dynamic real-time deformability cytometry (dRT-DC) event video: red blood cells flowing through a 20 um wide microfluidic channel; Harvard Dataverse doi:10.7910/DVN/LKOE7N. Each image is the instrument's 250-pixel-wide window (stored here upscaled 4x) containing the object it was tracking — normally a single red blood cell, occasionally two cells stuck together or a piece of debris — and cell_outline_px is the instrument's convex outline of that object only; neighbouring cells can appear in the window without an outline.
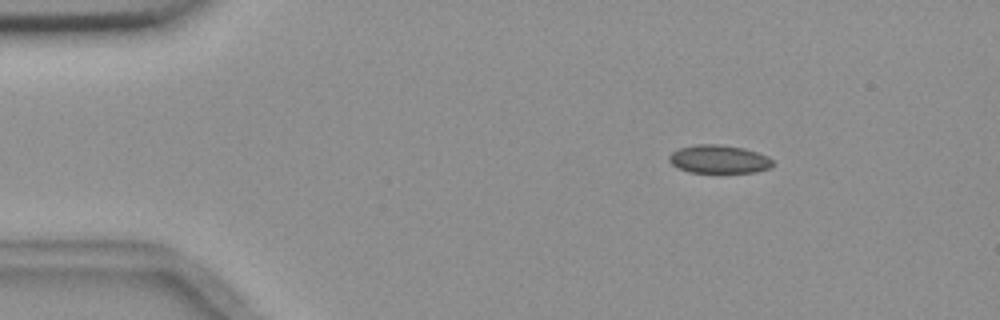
{"species": "common noctule bat (a hibernating species)", "species_latin": "Nyctalus noctula", "temperature_condition": "room temperature", "stored_images_in_passage": 5, "camera_frame_rate_fps": 3000, "um_per_image_px": 0.085, "animal": {"sex": "female", "body_mass_g": 18.4}, "frame": {"image": 1, "passage_image": 2, "time_ms": 1.333, "image_size_px": [1000, 320], "cell_outline_px": [[776, 164], [772, 168], [756, 172], [688, 172], [672, 164], [668, 160], [668, 156], [672, 152], [680, 148], [696, 144], [720, 144], [744, 148], [768, 156]], "centroid_in_image_um": [61.15, 13.53], "position_along_channel_um": 23.9, "area_um2": 17.17}}
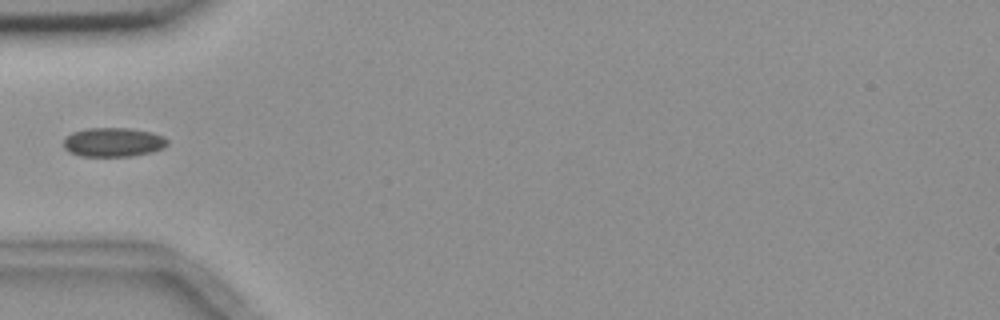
{"frame": {"image": 2, "passage_image": 5, "time_ms": 4.667, "image_size_px": [1000, 320], "cell_outline_px": [[168, 144], [164, 148], [152, 152], [132, 156], [80, 156], [68, 152], [64, 148], [64, 140], [72, 132], [88, 128], [128, 128], [152, 132], [164, 136], [168, 140]], "centroid_in_image_um": [9.65, 12.09], "position_along_channel_um": 75.3, "area_um2": 17.74}}